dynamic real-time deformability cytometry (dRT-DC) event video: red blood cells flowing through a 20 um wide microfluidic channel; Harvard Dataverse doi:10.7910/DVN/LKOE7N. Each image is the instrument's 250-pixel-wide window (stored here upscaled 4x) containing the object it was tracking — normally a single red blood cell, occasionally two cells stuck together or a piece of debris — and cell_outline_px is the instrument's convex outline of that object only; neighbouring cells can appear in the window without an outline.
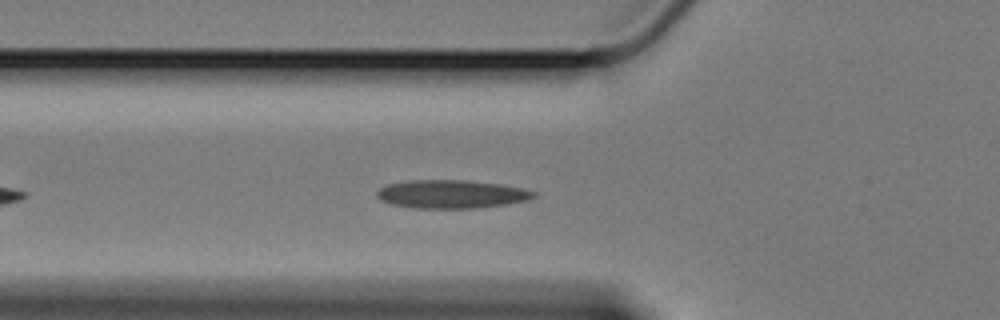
{"species": "Egyptian fruit bat (a non-hibernating species)", "species_latin": "Rousettus aegyptiacus", "temperature_condition": "cold", "stored_images_in_passage": 44, "camera_frame_rate_fps": 3000, "um_per_image_px": 0.085, "animal": {"sex": "female"}, "frame": {"image": 1, "passage_image": 8, "time_ms": 2.333, "image_size_px": [1000, 320], "cell_outline_px": [[536, 196], [528, 200], [508, 204], [472, 208], [412, 208], [392, 204], [380, 200], [376, 196], [376, 192], [380, 188], [388, 184], [412, 180], [464, 180], [500, 184], [520, 188], [536, 192]], "centroid_in_image_um": [38.35, 16.5], "position_along_channel_um": 87.4, "area_um2": 25.78}}
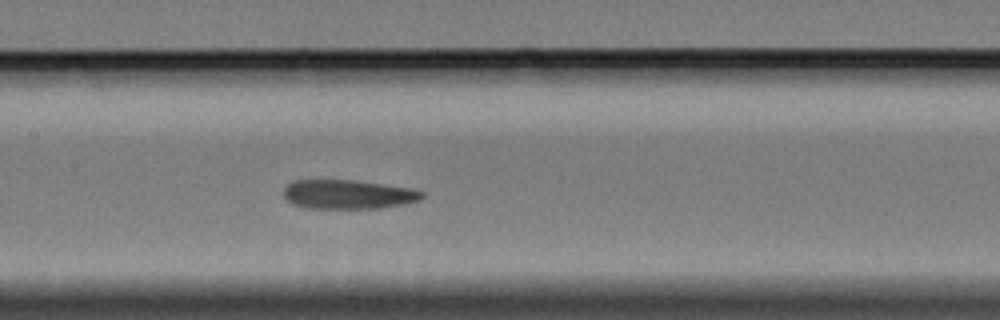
{"frame": {"image": 2, "passage_image": 16, "time_ms": 5.0, "image_size_px": [1000, 320], "cell_outline_px": [[424, 196], [420, 200], [404, 204], [380, 208], [304, 208], [292, 204], [284, 196], [284, 188], [288, 184], [296, 180], [352, 180], [412, 188], [424, 192]], "centroid_in_image_um": [29.59, 16.52], "position_along_channel_um": 177.8, "area_um2": 23.47}}
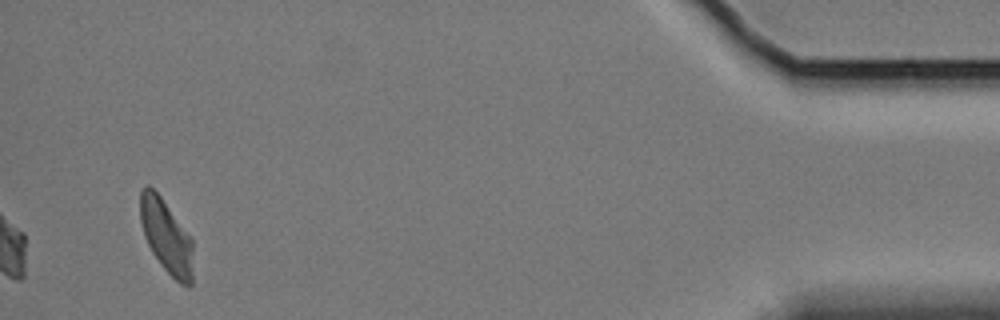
{"frame": {"image": 3, "passage_image": 44, "time_ms": 14.333, "image_size_px": [1000, 320], "cell_outline_px": [[192, 284], [188, 288], [180, 284], [160, 264], [152, 252], [144, 236], [140, 220], [140, 192], [148, 184], [160, 196], [192, 236]], "centroid_in_image_um": [14.15, 20.11], "position_along_channel_um": 421.0, "area_um2": 22.72}, "authors_computed_cell_mechanics": {"area_um2": 23.7269, "velocity_mm_per_s": 3.3897, "shape_relaxation_time_tau1_ms": null, "shape_relaxation_time_tau2_ms": 6.4898, "deformation_change_tau1": null, "deformation_change_tau2": 0.095}}